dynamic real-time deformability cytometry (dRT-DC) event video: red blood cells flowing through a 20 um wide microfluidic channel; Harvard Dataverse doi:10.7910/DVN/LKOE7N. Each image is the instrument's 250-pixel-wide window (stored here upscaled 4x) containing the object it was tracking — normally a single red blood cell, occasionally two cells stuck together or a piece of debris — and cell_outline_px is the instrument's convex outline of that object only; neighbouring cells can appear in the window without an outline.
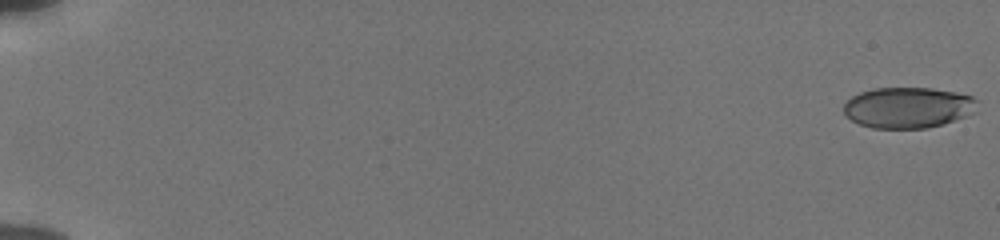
{"species": "human", "species_latin": "Homo sapiens", "temperature_condition": "cold", "stored_images_in_passage": 56, "camera_frame_rate_fps": 3000, "um_per_image_px": 0.085, "donor": {"sex": "male"}, "frame": {"image": 1, "passage_image": 1, "time_ms": 0.0, "image_size_px": [1000, 240], "cell_outline_px": [[980, 100], [976, 112], [968, 116], [928, 128], [872, 128], [860, 124], [852, 120], [844, 112], [844, 104], [852, 96], [860, 92], [872, 88], [932, 88], [956, 92], [972, 96]], "centroid_in_image_um": [77.24, 9.14], "position_along_channel_um": 7.8, "area_um2": 32.08}}
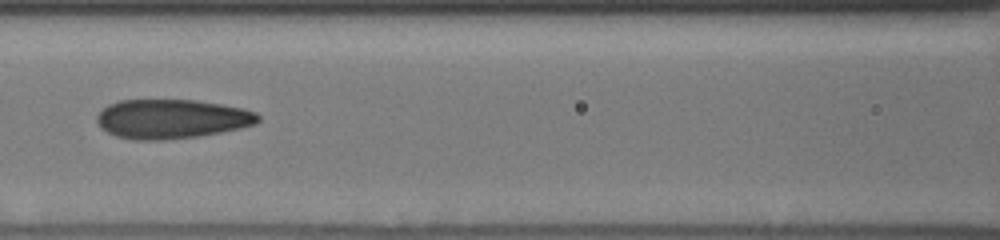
{"frame": {"image": 2, "passage_image": 28, "time_ms": 9.0, "image_size_px": [1000, 240], "cell_outline_px": [[260, 120], [256, 124], [220, 132], [196, 136], [164, 140], [132, 140], [116, 136], [100, 128], [96, 120], [96, 116], [108, 104], [120, 100], [196, 100], [220, 104], [240, 108], [256, 112], [260, 116]], "centroid_in_image_um": [14.56, 10.11], "position_along_channel_um": 152.0, "area_um2": 36.82}}
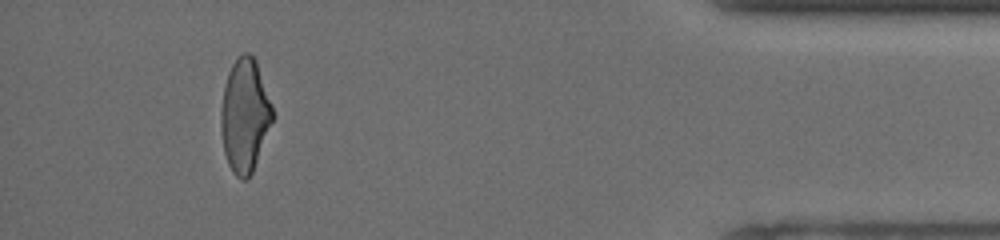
{"frame": {"image": 3, "passage_image": 52, "time_ms": 17.0, "image_size_px": [1000, 240], "cell_outline_px": [[276, 116], [252, 172], [244, 180], [240, 180], [232, 172], [228, 164], [224, 152], [220, 128], [220, 112], [224, 88], [228, 72], [232, 64], [244, 52], [248, 52], [256, 60], [272, 104]], "centroid_in_image_um": [20.82, 9.83], "position_along_channel_um": 414.4, "area_um2": 34.39}, "authors_computed_cell_mechanics": {"area_um2": 35.1135, "velocity_mm_per_s": 3.8725, "shape_relaxation_time_tau1_ms": 7.5782, "shape_relaxation_time_tau2_ms": 1.4526, "deformation_change_tau1": 0.2107, "deformation_change_tau2": 0.087}}